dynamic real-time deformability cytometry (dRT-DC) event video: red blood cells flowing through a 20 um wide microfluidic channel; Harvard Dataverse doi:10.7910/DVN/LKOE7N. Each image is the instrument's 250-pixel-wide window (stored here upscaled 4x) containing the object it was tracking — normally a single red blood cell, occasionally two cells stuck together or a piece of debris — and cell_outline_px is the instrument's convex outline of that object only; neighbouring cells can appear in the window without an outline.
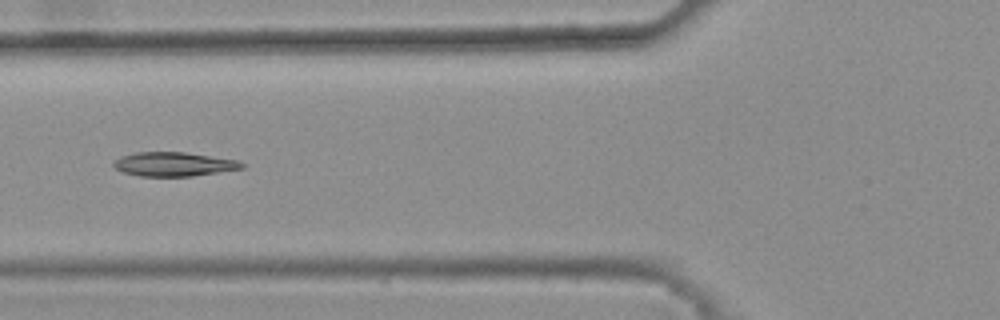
{"species": "common noctule bat (a hibernating species)", "species_latin": "Nyctalus noctula", "temperature_condition": "warm", "stored_images_in_passage": 6, "camera_frame_rate_fps": 3000, "um_per_image_px": 0.085, "animal": {"sex": "female", "body_mass_g": 25.1}, "frame": {"image": 1, "passage_image": 6, "time_ms": 1.667, "image_size_px": [1000, 320], "cell_outline_px": [[244, 168], [192, 176], [140, 176], [124, 172], [116, 168], [112, 164], [120, 156], [136, 152], [184, 152], [240, 160], [244, 164]], "centroid_in_image_um": [14.8, 13.95], "position_along_channel_um": 111.0, "area_um2": 17.92}}